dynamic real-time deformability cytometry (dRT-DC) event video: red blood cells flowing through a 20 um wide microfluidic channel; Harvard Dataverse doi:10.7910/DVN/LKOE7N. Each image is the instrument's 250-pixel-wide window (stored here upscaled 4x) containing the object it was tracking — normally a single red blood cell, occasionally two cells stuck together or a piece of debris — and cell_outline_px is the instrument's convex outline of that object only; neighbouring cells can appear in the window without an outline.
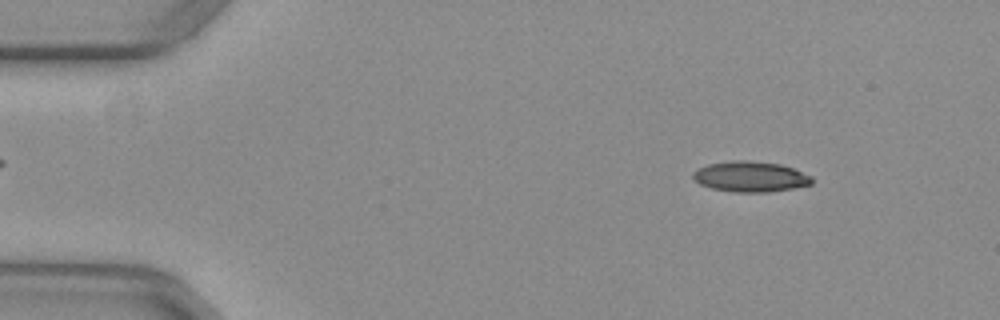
{"species": "common noctule bat (a hibernating species)", "species_latin": "Nyctalus noctula", "temperature_condition": "warm", "stored_images_in_passage": 8, "camera_frame_rate_fps": 3000, "um_per_image_px": 0.085, "animal": {"sex": "female", "body_mass_g": 29.2, "forearm_length_mm": 56.3}, "frame": {"image": 1, "passage_image": 6, "time_ms": 1.667, "image_size_px": [1000, 320], "cell_outline_px": [[812, 184], [792, 188], [768, 192], [732, 192], [712, 188], [700, 184], [692, 176], [692, 172], [708, 164], [732, 160], [748, 160], [780, 164], [792, 168], [812, 176]], "centroid_in_image_um": [63.78, 15.01], "position_along_channel_um": 21.2, "area_um2": 21.04}}